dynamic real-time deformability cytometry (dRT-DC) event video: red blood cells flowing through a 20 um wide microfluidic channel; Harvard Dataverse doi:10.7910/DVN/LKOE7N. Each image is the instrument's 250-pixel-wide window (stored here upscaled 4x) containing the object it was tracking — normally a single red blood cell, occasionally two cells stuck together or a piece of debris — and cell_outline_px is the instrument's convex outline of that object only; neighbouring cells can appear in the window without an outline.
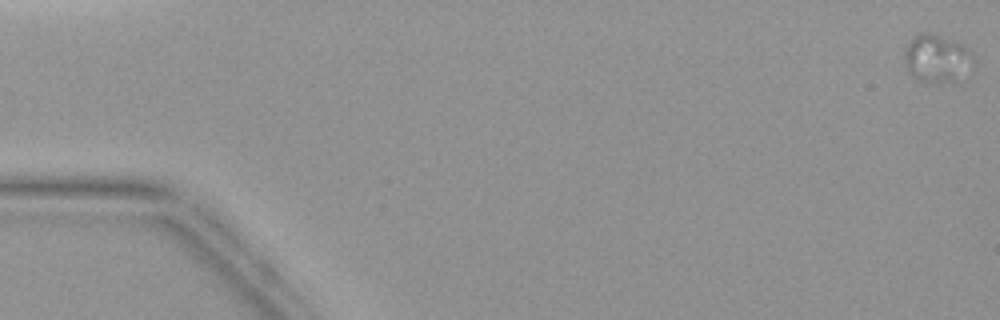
{"species": "common noctule bat (a hibernating species)", "species_latin": "Nyctalus noctula", "temperature_condition": "warm", "stored_images_in_passage": 6, "camera_frame_rate_fps": 3000, "um_per_image_px": 0.085, "animal": {"sex": "female", "body_mass_g": 19.9}, "frame": {"image": 1, "passage_image": 1, "time_ms": 0.0, "image_size_px": [1000, 320], "cell_outline_px": [[976, 64], [952, 80], [916, 80], [908, 72], [904, 64], [904, 52], [908, 44], [920, 32], [928, 32], [956, 40], [964, 44], [968, 48], [976, 60]], "centroid_in_image_um": [79.64, 4.9], "position_along_channel_um": 5.4, "area_um2": 18.96}}
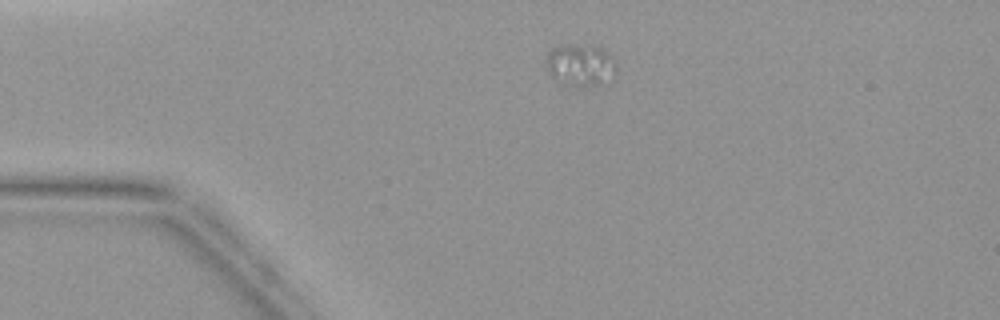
{"frame": {"image": 2, "passage_image": 4, "time_ms": 3.333, "image_size_px": [1000, 320], "cell_outline_px": [[616, 72], [612, 84], [560, 84], [548, 72], [548, 52], [552, 48], [564, 44], [592, 44], [600, 48], [612, 56], [616, 64]], "centroid_in_image_um": [49.4, 5.51], "position_along_channel_um": 35.6, "area_um2": 17.34}}
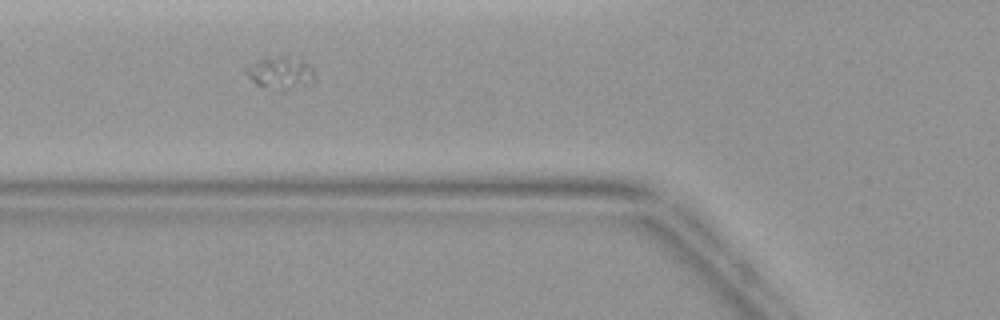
{"frame": {"image": 3, "passage_image": 6, "time_ms": 5.667, "image_size_px": [1000, 320], "cell_outline_px": [[316, 80], [312, 88], [256, 84], [244, 72], [244, 68], [260, 60], [276, 56], [284, 56], [300, 60], [312, 68]], "centroid_in_image_um": [23.92, 6.17], "position_along_channel_um": 101.9, "area_um2": 12.25}}